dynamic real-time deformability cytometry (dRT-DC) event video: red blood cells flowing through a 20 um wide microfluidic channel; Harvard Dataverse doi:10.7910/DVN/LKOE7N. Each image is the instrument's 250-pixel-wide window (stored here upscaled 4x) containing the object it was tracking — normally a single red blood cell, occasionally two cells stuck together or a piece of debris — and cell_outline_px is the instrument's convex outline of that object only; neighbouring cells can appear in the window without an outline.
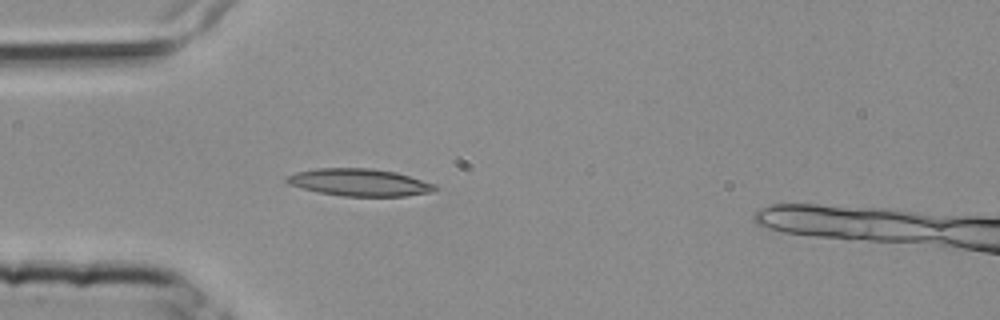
{"species": "common noctule bat (a hibernating species)", "species_latin": "Nyctalus noctula", "temperature_condition": "room temperature", "stored_images_in_passage": 4, "camera_frame_rate_fps": 3000, "um_per_image_px": 0.085, "animal": {"sex": "female", "body_mass_g": 25.1}, "frame": {"image": 1, "passage_image": 4, "time_ms": 1.0, "image_size_px": [1000, 320], "cell_outline_px": [[436, 188], [432, 192], [404, 196], [344, 196], [320, 192], [288, 184], [284, 180], [288, 176], [296, 172], [316, 168], [372, 168], [396, 172], [436, 184]], "centroid_in_image_um": [30.56, 15.49], "position_along_channel_um": 54.4, "area_um2": 23.41}}